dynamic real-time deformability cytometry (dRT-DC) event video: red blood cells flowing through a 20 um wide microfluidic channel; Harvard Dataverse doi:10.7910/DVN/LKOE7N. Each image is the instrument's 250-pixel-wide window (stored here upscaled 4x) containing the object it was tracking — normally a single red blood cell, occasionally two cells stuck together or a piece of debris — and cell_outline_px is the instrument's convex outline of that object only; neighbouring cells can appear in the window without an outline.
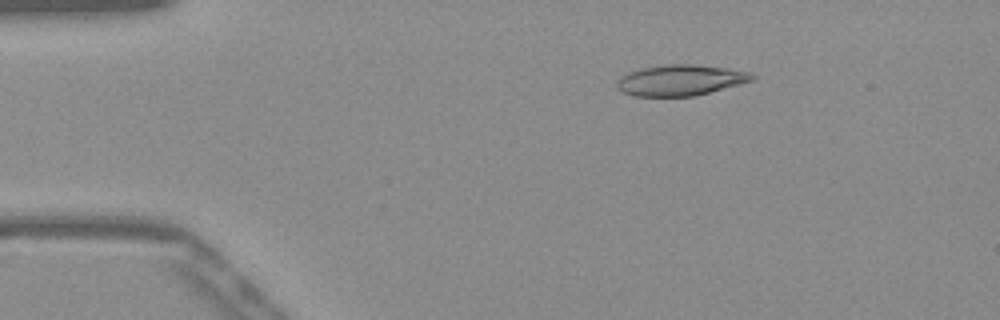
{"species": "Egyptian fruit bat (a non-hibernating species)", "species_latin": "Rousettus aegyptiacus", "temperature_condition": "warm", "stored_images_in_passage": 49, "camera_frame_rate_fps": 3000, "um_per_image_px": 0.085, "frame": {"image": 1, "passage_image": 6, "time_ms": 1.667, "image_size_px": [1000, 320], "cell_outline_px": [[756, 76], [752, 80], [696, 96], [636, 96], [624, 92], [616, 84], [620, 76], [628, 72], [640, 68], [668, 64], [692, 64], [728, 68], [752, 72]], "centroid_in_image_um": [57.85, 6.8], "position_along_channel_um": 27.2, "area_um2": 24.16}}
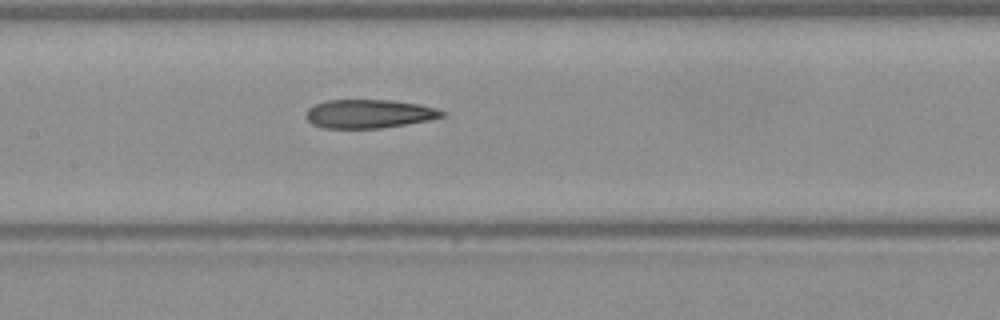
{"frame": {"image": 2, "passage_image": 22, "time_ms": 7.0, "image_size_px": [1000, 320], "cell_outline_px": [[444, 116], [432, 120], [380, 128], [324, 128], [312, 124], [304, 116], [308, 108], [316, 104], [328, 100], [392, 100], [420, 104], [436, 108], [444, 112]], "centroid_in_image_um": [31.37, 9.67], "position_along_channel_um": 176.0, "area_um2": 22.77}}
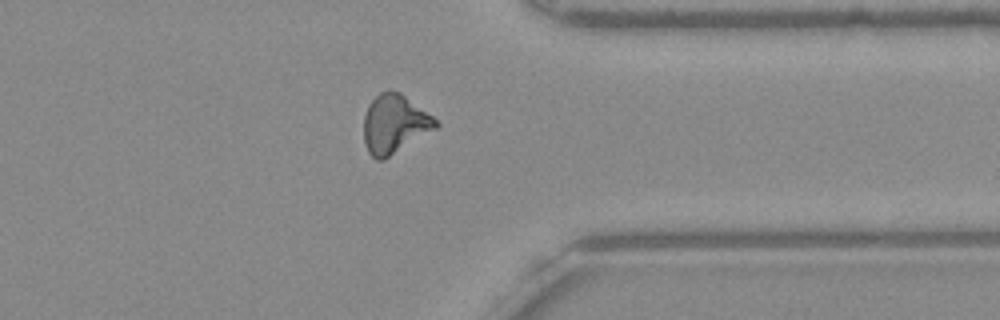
{"frame": {"image": 3, "passage_image": 38, "time_ms": 12.333, "image_size_px": [1000, 320], "cell_outline_px": [[440, 124], [436, 128], [384, 160], [376, 160], [368, 152], [364, 140], [364, 116], [368, 104], [380, 92], [388, 88], [400, 92], [432, 116]], "centroid_in_image_um": [33.51, 10.53], "position_along_channel_um": 377.9, "area_um2": 24.57}, "authors_computed_cell_mechanics": {"area_um2": 23.5824, "velocity_mm_per_s": 3.9171, "shape_relaxation_time_tau1_ms": null, "shape_relaxation_time_tau2_ms": 5.044, "deformation_change_tau1": null, "deformation_change_tau2": 0.1628}}